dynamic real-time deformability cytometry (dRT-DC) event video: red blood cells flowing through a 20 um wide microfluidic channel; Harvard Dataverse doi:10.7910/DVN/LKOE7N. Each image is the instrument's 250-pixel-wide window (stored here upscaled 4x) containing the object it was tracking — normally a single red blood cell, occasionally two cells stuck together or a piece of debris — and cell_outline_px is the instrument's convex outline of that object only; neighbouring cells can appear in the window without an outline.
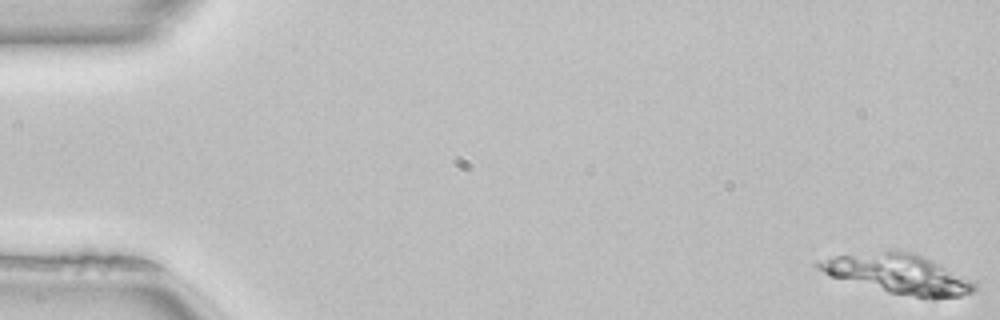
{"species": "common noctule bat (a hibernating species)", "species_latin": "Nyctalus noctula", "temperature_condition": "room temperature", "stored_images_in_passage": 51, "camera_frame_rate_fps": 3000, "um_per_image_px": 0.085, "animal": {"sex": "female", "body_mass_g": 22.7, "forearm_length_mm": 54.2}, "frame": {"image": 1, "passage_image": 1, "time_ms": 0.0, "image_size_px": [1000, 320], "cell_outline_px": [[976, 292], [960, 296], [936, 300], [932, 300], [888, 292], [832, 276], [816, 268], [812, 264], [836, 256], [884, 252], [916, 252], [972, 280], [976, 284]], "centroid_in_image_um": [76.47, 23.33], "position_along_channel_um": 8.5, "area_um2": 35.26}}
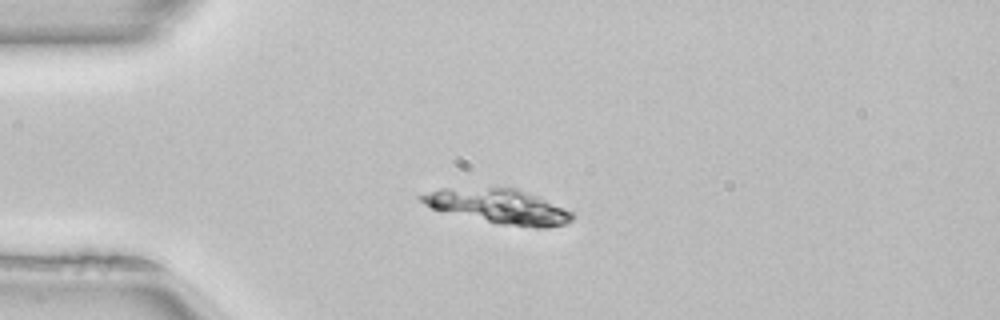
{"frame": {"image": 2, "passage_image": 13, "time_ms": 4.0, "image_size_px": [1000, 320], "cell_outline_px": [[572, 220], [564, 224], [548, 228], [536, 228], [496, 224], [432, 208], [424, 204], [416, 196], [440, 188], [516, 188], [536, 196], [572, 212]], "centroid_in_image_um": [42.35, 17.55], "position_along_channel_um": 42.7, "area_um2": 30.06}}
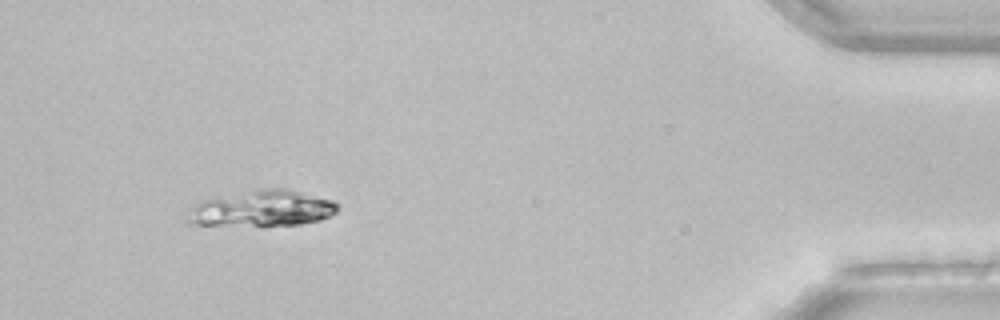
{"frame": {"image": 3, "passage_image": 48, "time_ms": 15.667, "image_size_px": [1000, 320], "cell_outline_px": [[336, 212], [320, 220], [300, 224], [260, 228], [188, 224], [184, 220], [192, 208], [196, 204], [204, 200], [256, 188], [284, 188], [336, 200]], "centroid_in_image_um": [22.24, 17.76], "position_along_channel_um": 413.0, "area_um2": 32.54}}